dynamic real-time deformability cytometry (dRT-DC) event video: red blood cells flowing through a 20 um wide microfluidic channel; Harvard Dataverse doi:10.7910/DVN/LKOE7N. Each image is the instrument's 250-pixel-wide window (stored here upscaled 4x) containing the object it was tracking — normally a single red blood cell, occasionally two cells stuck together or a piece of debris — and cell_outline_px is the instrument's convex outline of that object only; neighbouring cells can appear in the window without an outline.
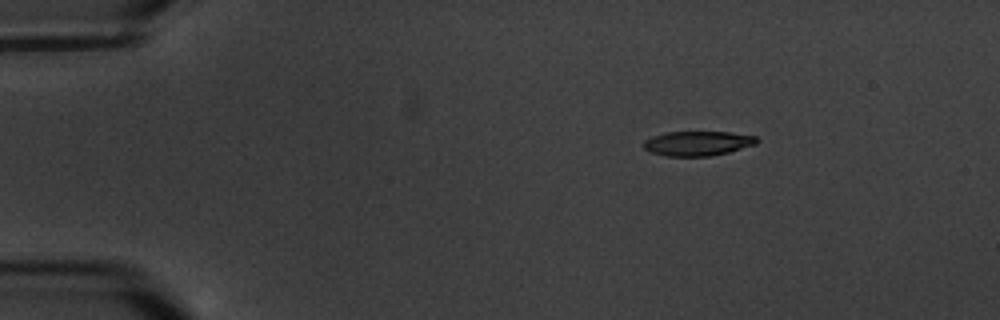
{"species": "common noctule bat (a hibernating species)", "species_latin": "Nyctalus noctula", "temperature_condition": "warm", "stored_images_in_passage": 7, "camera_frame_rate_fps": 3000, "um_per_image_px": 0.085, "animal": {"sex": "male", "body_mass_g": 20.1, "forearm_length_mm": 53.5}, "frame": {"image": 1, "passage_image": 1, "time_ms": 0.0, "image_size_px": [1000, 320], "cell_outline_px": [[760, 140], [756, 144], [728, 152], [708, 156], [668, 156], [652, 152], [644, 148], [644, 140], [652, 136], [668, 132], [728, 132], [756, 136]], "centroid_in_image_um": [59.32, 12.18], "position_along_channel_um": 25.7, "area_um2": 16.07}}
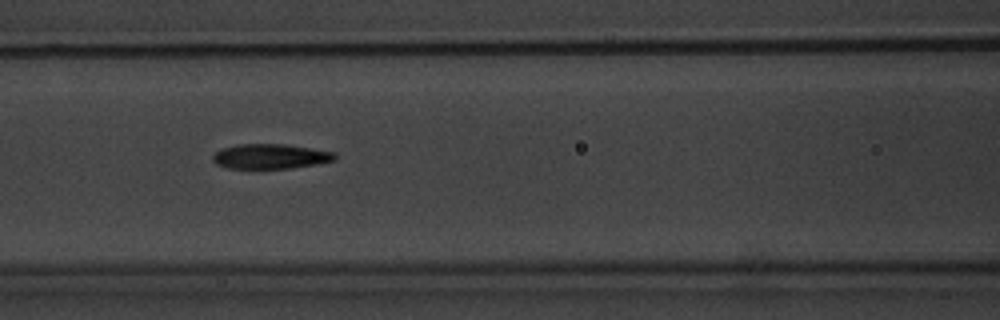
{"frame": {"image": 2, "passage_image": 6, "time_ms": 5.667, "image_size_px": [1000, 320], "cell_outline_px": [[336, 160], [316, 164], [288, 168], [228, 168], [216, 164], [212, 160], [212, 156], [216, 152], [224, 148], [236, 144], [284, 144], [312, 148], [336, 152]], "centroid_in_image_um": [23.0, 13.28], "position_along_channel_um": 143.6, "area_um2": 17.63}}